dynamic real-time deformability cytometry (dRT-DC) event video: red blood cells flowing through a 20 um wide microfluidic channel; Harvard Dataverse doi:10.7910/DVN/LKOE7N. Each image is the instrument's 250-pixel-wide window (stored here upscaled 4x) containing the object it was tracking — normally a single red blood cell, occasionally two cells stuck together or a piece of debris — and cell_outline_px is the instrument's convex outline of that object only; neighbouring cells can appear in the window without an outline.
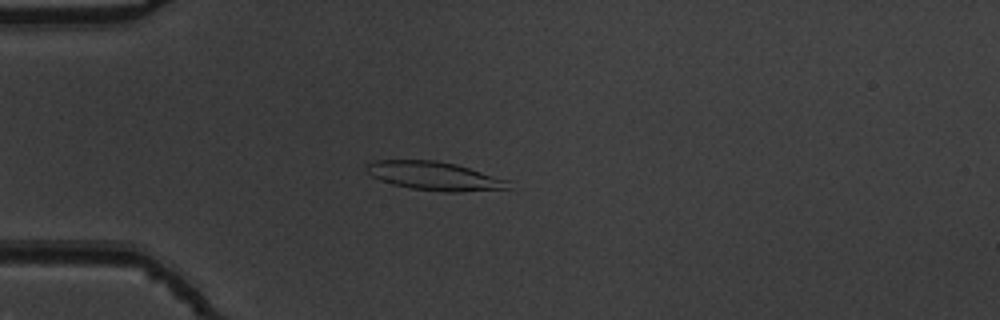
{"species": "common noctule bat (a hibernating species)", "species_latin": "Nyctalus noctula", "temperature_condition": "warm", "stored_images_in_passage": 54, "camera_frame_rate_fps": 3000, "um_per_image_px": 0.085, "animal": {"sex": "male", "body_mass_g": 19.5, "forearm_length_mm": 54.6}, "frame": {"image": 1, "passage_image": 15, "time_ms": 4.667, "image_size_px": [1000, 320], "cell_outline_px": [[512, 180], [508, 188], [456, 192], [444, 192], [412, 188], [392, 184], [372, 176], [364, 172], [364, 168], [368, 164], [376, 160], [436, 160], [456, 164]], "centroid_in_image_um": [36.94, 14.95], "position_along_channel_um": 48.1, "area_um2": 23.7}}
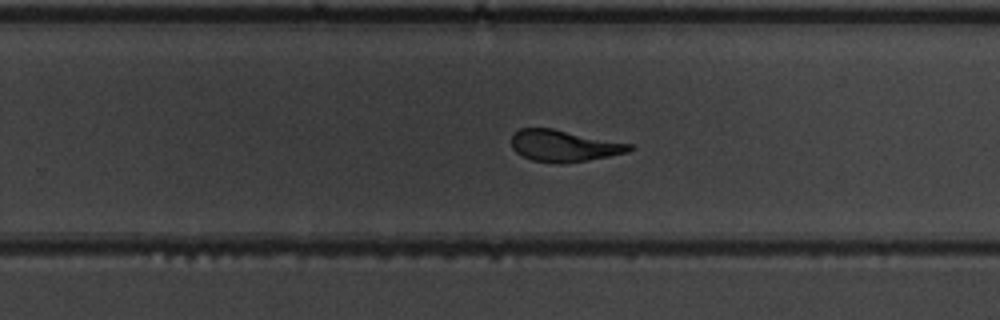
{"frame": {"image": 2, "passage_image": 35, "time_ms": 11.333, "image_size_px": [1000, 320], "cell_outline_px": [[636, 148], [628, 152], [588, 160], [560, 164], [556, 164], [532, 160], [516, 152], [512, 148], [512, 136], [520, 128], [552, 128], [632, 144]], "centroid_in_image_um": [47.95, 12.4], "position_along_channel_um": 281.8, "area_um2": 21.68}}
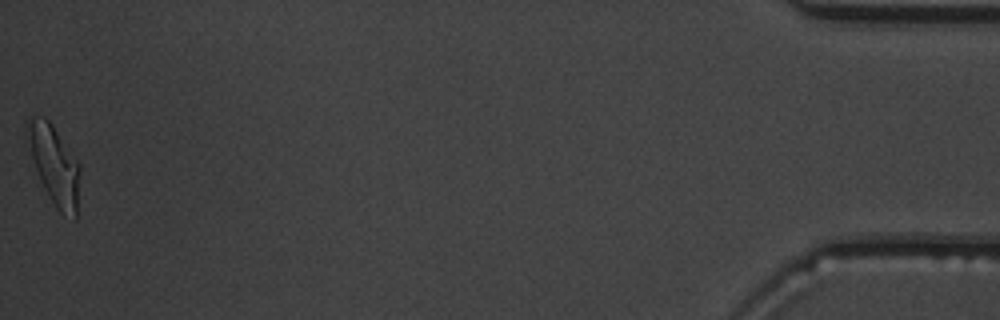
{"frame": {"image": 3, "passage_image": 54, "time_ms": 17.667, "image_size_px": [1000, 320], "cell_outline_px": [[80, 168], [76, 220], [64, 216], [56, 208], [36, 168], [24, 132], [28, 116], [44, 116], [52, 124], [80, 164]], "centroid_in_image_um": [4.62, 13.97], "position_along_channel_um": 430.6, "area_um2": 23.87}, "authors_computed_cell_mechanics": {"area_um2": 23.4957, "velocity_mm_per_s": 3.7872, "shape_relaxation_time_tau1_ms": 6.9423, "shape_relaxation_time_tau2_ms": 1.5629, "deformation_change_tau1": 0.2336, "deformation_change_tau2": 0.0991}}